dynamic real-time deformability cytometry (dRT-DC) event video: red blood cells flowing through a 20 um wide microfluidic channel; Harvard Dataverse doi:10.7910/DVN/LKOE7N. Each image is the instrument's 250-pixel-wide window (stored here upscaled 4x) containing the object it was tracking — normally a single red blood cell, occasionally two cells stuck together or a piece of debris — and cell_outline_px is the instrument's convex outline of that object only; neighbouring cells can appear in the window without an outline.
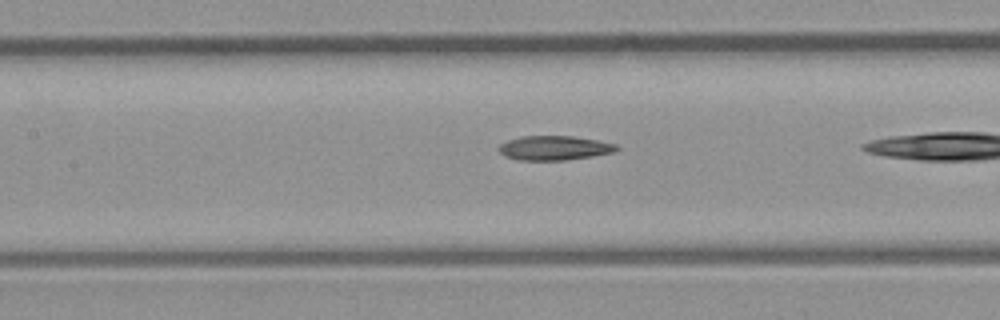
{"species": "common noctule bat (a hibernating species)", "species_latin": "Nyctalus noctula", "temperature_condition": "room temperature", "stored_images_in_passage": 14, "camera_frame_rate_fps": 3000, "um_per_image_px": 0.085, "animal": {"sex": "male", "body_mass_g": 23.1, "forearm_length_mm": 52.7}, "frame": {"image": 1, "passage_image": 12, "time_ms": 3.667, "image_size_px": [1000, 320], "cell_outline_px": [[620, 148], [616, 152], [592, 156], [564, 160], [520, 160], [504, 156], [496, 148], [500, 144], [508, 140], [520, 136], [572, 136], [596, 140], [616, 144]], "centroid_in_image_um": [47.1, 12.57], "position_along_channel_um": 160.3, "area_um2": 16.76}}